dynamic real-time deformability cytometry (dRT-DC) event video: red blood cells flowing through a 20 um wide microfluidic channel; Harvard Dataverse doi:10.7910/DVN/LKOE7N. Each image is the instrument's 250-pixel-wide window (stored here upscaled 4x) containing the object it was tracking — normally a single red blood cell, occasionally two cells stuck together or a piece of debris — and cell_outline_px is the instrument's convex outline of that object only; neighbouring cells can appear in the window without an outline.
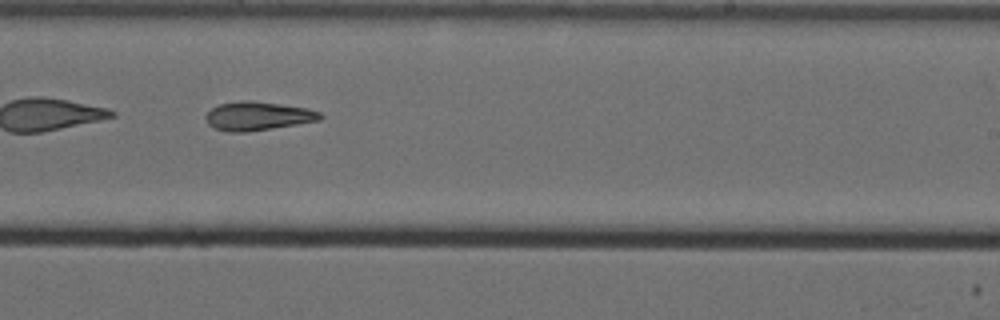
{"species": "Egyptian fruit bat (a non-hibernating species)", "species_latin": "Rousettus aegyptiacus", "temperature_condition": "cold", "stored_images_in_passage": 43, "camera_frame_rate_fps": 3000, "um_per_image_px": 0.085, "animal": {"sex": "female"}, "frame": {"image": 1, "passage_image": 25, "time_ms": 8.0, "image_size_px": [1000, 320], "cell_outline_px": [[324, 116], [320, 120], [248, 132], [228, 132], [212, 128], [208, 124], [204, 116], [212, 108], [220, 104], [280, 104], [308, 108], [320, 112]], "centroid_in_image_um": [21.93, 9.93], "position_along_channel_um": 267.1, "area_um2": 18.21}, "authors_computed_cell_mechanics": {"area_um2": 19.3052, "velocity_mm_per_s": 3.5089, "shape_relaxation_time_tau1_ms": 2.3355, "shape_relaxation_time_tau2_ms": 8.2787, "deformation_change_tau1": 0.2305, "deformation_change_tau2": 0.1883}}